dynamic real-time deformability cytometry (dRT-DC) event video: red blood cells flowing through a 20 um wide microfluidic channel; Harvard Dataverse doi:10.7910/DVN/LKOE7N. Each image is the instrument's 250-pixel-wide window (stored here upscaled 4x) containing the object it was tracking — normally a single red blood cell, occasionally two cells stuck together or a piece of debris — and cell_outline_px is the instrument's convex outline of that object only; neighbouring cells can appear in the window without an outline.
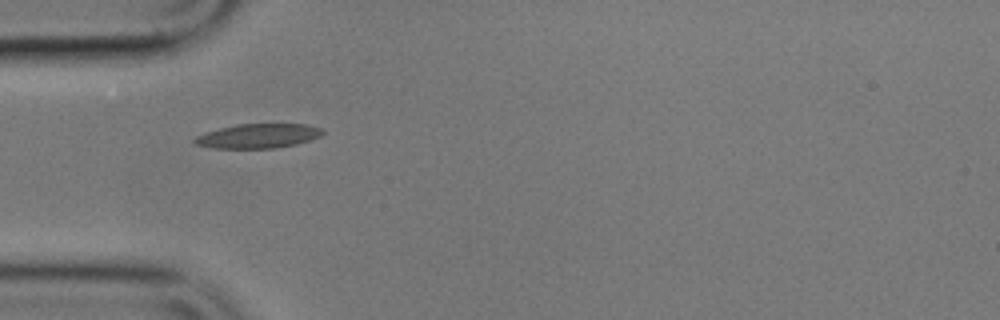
{"species": "common noctule bat (a hibernating species)", "species_latin": "Nyctalus noctula", "temperature_condition": "cold", "stored_images_in_passage": 4, "camera_frame_rate_fps": 3000, "um_per_image_px": 0.085, "animal": {"sex": "male", "body_mass_g": 17.9}, "frame": {"image": 1, "passage_image": 1, "time_ms": 0.0, "image_size_px": [1000, 320], "cell_outline_px": [[324, 132], [320, 136], [296, 144], [276, 148], [212, 148], [196, 144], [192, 140], [196, 136], [204, 132], [236, 124], [304, 124], [320, 128]], "centroid_in_image_um": [21.9, 11.55], "position_along_channel_um": 63.1, "area_um2": 18.09}}